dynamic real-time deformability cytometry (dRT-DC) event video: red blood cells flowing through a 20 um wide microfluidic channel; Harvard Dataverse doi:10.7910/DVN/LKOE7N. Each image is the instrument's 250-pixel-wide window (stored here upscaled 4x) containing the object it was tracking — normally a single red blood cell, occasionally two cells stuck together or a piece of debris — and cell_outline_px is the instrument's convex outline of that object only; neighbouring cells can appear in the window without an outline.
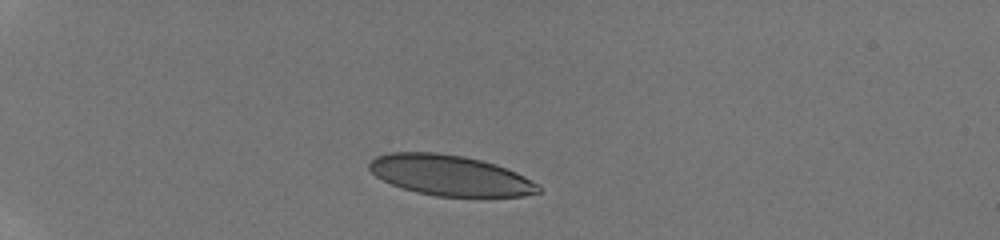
{"species": "human", "species_latin": "Homo sapiens", "temperature_condition": "room temperature", "stored_images_in_passage": 23, "camera_frame_rate_fps": 3000, "um_per_image_px": 0.085, "donor": {"sex": "male"}, "frame": {"image": 1, "passage_image": 3, "time_ms": 1.333, "image_size_px": [1000, 240], "cell_outline_px": [[540, 192], [524, 196], [436, 196], [416, 192], [392, 184], [376, 176], [368, 168], [368, 164], [376, 156], [388, 152], [436, 152], [464, 156], [496, 164], [516, 172], [540, 184]], "centroid_in_image_um": [38.26, 14.9], "position_along_channel_um": 46.7, "area_um2": 39.82}}
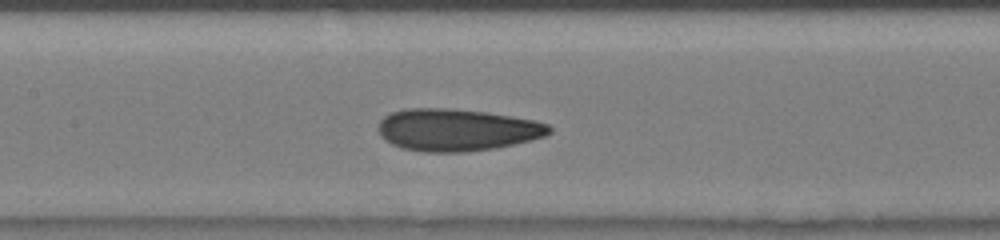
{"frame": {"image": 2, "passage_image": 10, "time_ms": 5.667, "image_size_px": [1000, 240], "cell_outline_px": [[552, 132], [544, 136], [532, 140], [496, 148], [468, 152], [424, 152], [400, 148], [384, 140], [380, 136], [380, 120], [384, 116], [392, 112], [404, 108], [448, 108], [484, 112], [536, 120], [548, 124], [552, 128]], "centroid_in_image_um": [38.83, 11.04], "position_along_channel_um": 168.6, "area_um2": 42.19}}
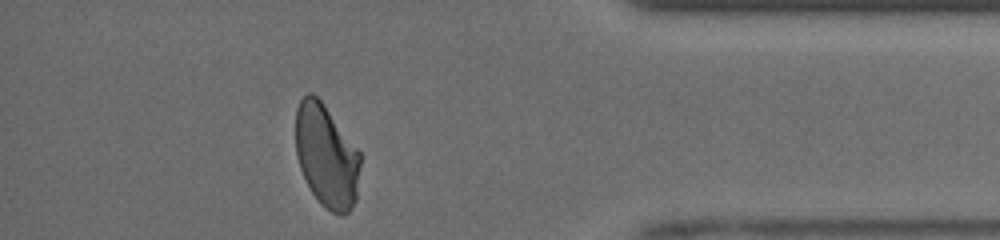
{"frame": {"image": 3, "passage_image": 20, "time_ms": 12.0, "image_size_px": [1000, 240], "cell_outline_px": [[360, 168], [356, 200], [352, 208], [344, 216], [340, 216], [324, 208], [320, 204], [312, 192], [300, 168], [296, 156], [296, 108], [300, 100], [308, 92], [312, 92], [324, 104], [360, 152]], "centroid_in_image_um": [27.75, 13.28], "position_along_channel_um": 407.4, "area_um2": 38.9}, "authors_computed_cell_mechanics": {"area_um2": 40.46, "velocity_mm_per_s": 4.1277, "shape_relaxation_time_tau1_ms": 7.5468, "shape_relaxation_time_tau2_ms": 1.0583, "deformation_change_tau1": 0.1924, "deformation_change_tau2": 0.0466}}